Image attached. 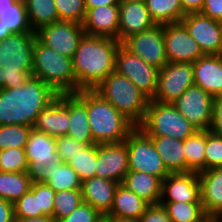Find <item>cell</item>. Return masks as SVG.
Returning a JSON list of instances; mask_svg holds the SVG:
<instances>
[{
    "instance_id": "obj_27",
    "label": "cell",
    "mask_w": 222,
    "mask_h": 222,
    "mask_svg": "<svg viewBox=\"0 0 222 222\" xmlns=\"http://www.w3.org/2000/svg\"><path fill=\"white\" fill-rule=\"evenodd\" d=\"M149 205L143 198L119 183L114 194L112 208L107 216L139 219Z\"/></svg>"
},
{
    "instance_id": "obj_1",
    "label": "cell",
    "mask_w": 222,
    "mask_h": 222,
    "mask_svg": "<svg viewBox=\"0 0 222 222\" xmlns=\"http://www.w3.org/2000/svg\"><path fill=\"white\" fill-rule=\"evenodd\" d=\"M121 43L117 39L84 34L72 57L79 90H94L115 70L116 52Z\"/></svg>"
},
{
    "instance_id": "obj_49",
    "label": "cell",
    "mask_w": 222,
    "mask_h": 222,
    "mask_svg": "<svg viewBox=\"0 0 222 222\" xmlns=\"http://www.w3.org/2000/svg\"><path fill=\"white\" fill-rule=\"evenodd\" d=\"M13 203L0 198V222H14Z\"/></svg>"
},
{
    "instance_id": "obj_2",
    "label": "cell",
    "mask_w": 222,
    "mask_h": 222,
    "mask_svg": "<svg viewBox=\"0 0 222 222\" xmlns=\"http://www.w3.org/2000/svg\"><path fill=\"white\" fill-rule=\"evenodd\" d=\"M58 93L40 78L31 76L18 88H0V126H34L38 114L48 107Z\"/></svg>"
},
{
    "instance_id": "obj_38",
    "label": "cell",
    "mask_w": 222,
    "mask_h": 222,
    "mask_svg": "<svg viewBox=\"0 0 222 222\" xmlns=\"http://www.w3.org/2000/svg\"><path fill=\"white\" fill-rule=\"evenodd\" d=\"M83 202L81 189L55 192L53 219L68 216Z\"/></svg>"
},
{
    "instance_id": "obj_55",
    "label": "cell",
    "mask_w": 222,
    "mask_h": 222,
    "mask_svg": "<svg viewBox=\"0 0 222 222\" xmlns=\"http://www.w3.org/2000/svg\"><path fill=\"white\" fill-rule=\"evenodd\" d=\"M111 222H139L138 219L111 217Z\"/></svg>"
},
{
    "instance_id": "obj_20",
    "label": "cell",
    "mask_w": 222,
    "mask_h": 222,
    "mask_svg": "<svg viewBox=\"0 0 222 222\" xmlns=\"http://www.w3.org/2000/svg\"><path fill=\"white\" fill-rule=\"evenodd\" d=\"M70 125L69 94L58 97L37 116L33 128L52 137L67 135Z\"/></svg>"
},
{
    "instance_id": "obj_48",
    "label": "cell",
    "mask_w": 222,
    "mask_h": 222,
    "mask_svg": "<svg viewBox=\"0 0 222 222\" xmlns=\"http://www.w3.org/2000/svg\"><path fill=\"white\" fill-rule=\"evenodd\" d=\"M201 14L222 21V0H204Z\"/></svg>"
},
{
    "instance_id": "obj_17",
    "label": "cell",
    "mask_w": 222,
    "mask_h": 222,
    "mask_svg": "<svg viewBox=\"0 0 222 222\" xmlns=\"http://www.w3.org/2000/svg\"><path fill=\"white\" fill-rule=\"evenodd\" d=\"M26 173L32 183H46L55 192L81 189V180L67 162L60 161L53 169L37 162H28Z\"/></svg>"
},
{
    "instance_id": "obj_19",
    "label": "cell",
    "mask_w": 222,
    "mask_h": 222,
    "mask_svg": "<svg viewBox=\"0 0 222 222\" xmlns=\"http://www.w3.org/2000/svg\"><path fill=\"white\" fill-rule=\"evenodd\" d=\"M144 0H121L119 3L118 41L122 44L130 36L154 27Z\"/></svg>"
},
{
    "instance_id": "obj_35",
    "label": "cell",
    "mask_w": 222,
    "mask_h": 222,
    "mask_svg": "<svg viewBox=\"0 0 222 222\" xmlns=\"http://www.w3.org/2000/svg\"><path fill=\"white\" fill-rule=\"evenodd\" d=\"M0 21L11 33L33 32L25 8L24 0H17L11 8L2 12Z\"/></svg>"
},
{
    "instance_id": "obj_44",
    "label": "cell",
    "mask_w": 222,
    "mask_h": 222,
    "mask_svg": "<svg viewBox=\"0 0 222 222\" xmlns=\"http://www.w3.org/2000/svg\"><path fill=\"white\" fill-rule=\"evenodd\" d=\"M55 140L59 159L63 162H68L71 157H74L87 146L67 135L55 137Z\"/></svg>"
},
{
    "instance_id": "obj_26",
    "label": "cell",
    "mask_w": 222,
    "mask_h": 222,
    "mask_svg": "<svg viewBox=\"0 0 222 222\" xmlns=\"http://www.w3.org/2000/svg\"><path fill=\"white\" fill-rule=\"evenodd\" d=\"M28 162H37L39 165L53 169L61 160L56 150L55 137L44 132L31 129L25 146Z\"/></svg>"
},
{
    "instance_id": "obj_51",
    "label": "cell",
    "mask_w": 222,
    "mask_h": 222,
    "mask_svg": "<svg viewBox=\"0 0 222 222\" xmlns=\"http://www.w3.org/2000/svg\"><path fill=\"white\" fill-rule=\"evenodd\" d=\"M121 0H85L86 8H97L99 6L119 5Z\"/></svg>"
},
{
    "instance_id": "obj_8",
    "label": "cell",
    "mask_w": 222,
    "mask_h": 222,
    "mask_svg": "<svg viewBox=\"0 0 222 222\" xmlns=\"http://www.w3.org/2000/svg\"><path fill=\"white\" fill-rule=\"evenodd\" d=\"M129 170L144 172L161 181L170 174L149 136L136 127L125 139Z\"/></svg>"
},
{
    "instance_id": "obj_52",
    "label": "cell",
    "mask_w": 222,
    "mask_h": 222,
    "mask_svg": "<svg viewBox=\"0 0 222 222\" xmlns=\"http://www.w3.org/2000/svg\"><path fill=\"white\" fill-rule=\"evenodd\" d=\"M14 222H55V220L49 216H40L32 218H15Z\"/></svg>"
},
{
    "instance_id": "obj_46",
    "label": "cell",
    "mask_w": 222,
    "mask_h": 222,
    "mask_svg": "<svg viewBox=\"0 0 222 222\" xmlns=\"http://www.w3.org/2000/svg\"><path fill=\"white\" fill-rule=\"evenodd\" d=\"M139 222H171L162 204H150L138 219Z\"/></svg>"
},
{
    "instance_id": "obj_43",
    "label": "cell",
    "mask_w": 222,
    "mask_h": 222,
    "mask_svg": "<svg viewBox=\"0 0 222 222\" xmlns=\"http://www.w3.org/2000/svg\"><path fill=\"white\" fill-rule=\"evenodd\" d=\"M30 188L38 195L42 216L53 218L55 191L46 183H32Z\"/></svg>"
},
{
    "instance_id": "obj_11",
    "label": "cell",
    "mask_w": 222,
    "mask_h": 222,
    "mask_svg": "<svg viewBox=\"0 0 222 222\" xmlns=\"http://www.w3.org/2000/svg\"><path fill=\"white\" fill-rule=\"evenodd\" d=\"M213 100L212 95L193 85L172 104L197 130H209L213 118Z\"/></svg>"
},
{
    "instance_id": "obj_6",
    "label": "cell",
    "mask_w": 222,
    "mask_h": 222,
    "mask_svg": "<svg viewBox=\"0 0 222 222\" xmlns=\"http://www.w3.org/2000/svg\"><path fill=\"white\" fill-rule=\"evenodd\" d=\"M32 76L40 78L58 94L76 93L72 58L46 47L38 39L33 49Z\"/></svg>"
},
{
    "instance_id": "obj_45",
    "label": "cell",
    "mask_w": 222,
    "mask_h": 222,
    "mask_svg": "<svg viewBox=\"0 0 222 222\" xmlns=\"http://www.w3.org/2000/svg\"><path fill=\"white\" fill-rule=\"evenodd\" d=\"M101 214L90 204L82 203L68 216L56 219L55 222H95Z\"/></svg>"
},
{
    "instance_id": "obj_36",
    "label": "cell",
    "mask_w": 222,
    "mask_h": 222,
    "mask_svg": "<svg viewBox=\"0 0 222 222\" xmlns=\"http://www.w3.org/2000/svg\"><path fill=\"white\" fill-rule=\"evenodd\" d=\"M97 144L87 145L67 162L82 181L96 176Z\"/></svg>"
},
{
    "instance_id": "obj_25",
    "label": "cell",
    "mask_w": 222,
    "mask_h": 222,
    "mask_svg": "<svg viewBox=\"0 0 222 222\" xmlns=\"http://www.w3.org/2000/svg\"><path fill=\"white\" fill-rule=\"evenodd\" d=\"M200 200L207 216L222 214V166L198 172Z\"/></svg>"
},
{
    "instance_id": "obj_15",
    "label": "cell",
    "mask_w": 222,
    "mask_h": 222,
    "mask_svg": "<svg viewBox=\"0 0 222 222\" xmlns=\"http://www.w3.org/2000/svg\"><path fill=\"white\" fill-rule=\"evenodd\" d=\"M192 38L197 42L203 54H222V28L220 21L201 13L186 14L180 21Z\"/></svg>"
},
{
    "instance_id": "obj_42",
    "label": "cell",
    "mask_w": 222,
    "mask_h": 222,
    "mask_svg": "<svg viewBox=\"0 0 222 222\" xmlns=\"http://www.w3.org/2000/svg\"><path fill=\"white\" fill-rule=\"evenodd\" d=\"M222 166V137L206 130L205 170Z\"/></svg>"
},
{
    "instance_id": "obj_29",
    "label": "cell",
    "mask_w": 222,
    "mask_h": 222,
    "mask_svg": "<svg viewBox=\"0 0 222 222\" xmlns=\"http://www.w3.org/2000/svg\"><path fill=\"white\" fill-rule=\"evenodd\" d=\"M170 173L186 172L183 140L170 136H149Z\"/></svg>"
},
{
    "instance_id": "obj_9",
    "label": "cell",
    "mask_w": 222,
    "mask_h": 222,
    "mask_svg": "<svg viewBox=\"0 0 222 222\" xmlns=\"http://www.w3.org/2000/svg\"><path fill=\"white\" fill-rule=\"evenodd\" d=\"M115 71L130 79L150 100L157 87L159 69L132 54L122 44L116 52Z\"/></svg>"
},
{
    "instance_id": "obj_39",
    "label": "cell",
    "mask_w": 222,
    "mask_h": 222,
    "mask_svg": "<svg viewBox=\"0 0 222 222\" xmlns=\"http://www.w3.org/2000/svg\"><path fill=\"white\" fill-rule=\"evenodd\" d=\"M28 161L24 148H13L0 151L1 172H26Z\"/></svg>"
},
{
    "instance_id": "obj_40",
    "label": "cell",
    "mask_w": 222,
    "mask_h": 222,
    "mask_svg": "<svg viewBox=\"0 0 222 222\" xmlns=\"http://www.w3.org/2000/svg\"><path fill=\"white\" fill-rule=\"evenodd\" d=\"M59 20L82 24L86 14L85 0H55Z\"/></svg>"
},
{
    "instance_id": "obj_13",
    "label": "cell",
    "mask_w": 222,
    "mask_h": 222,
    "mask_svg": "<svg viewBox=\"0 0 222 222\" xmlns=\"http://www.w3.org/2000/svg\"><path fill=\"white\" fill-rule=\"evenodd\" d=\"M122 45L146 63L161 69L168 63L165 55L163 25H155L149 30L127 38Z\"/></svg>"
},
{
    "instance_id": "obj_54",
    "label": "cell",
    "mask_w": 222,
    "mask_h": 222,
    "mask_svg": "<svg viewBox=\"0 0 222 222\" xmlns=\"http://www.w3.org/2000/svg\"><path fill=\"white\" fill-rule=\"evenodd\" d=\"M11 34L12 33L10 32V30L8 28H5L3 22L0 21V41Z\"/></svg>"
},
{
    "instance_id": "obj_56",
    "label": "cell",
    "mask_w": 222,
    "mask_h": 222,
    "mask_svg": "<svg viewBox=\"0 0 222 222\" xmlns=\"http://www.w3.org/2000/svg\"><path fill=\"white\" fill-rule=\"evenodd\" d=\"M95 222H111V217L107 215H101Z\"/></svg>"
},
{
    "instance_id": "obj_18",
    "label": "cell",
    "mask_w": 222,
    "mask_h": 222,
    "mask_svg": "<svg viewBox=\"0 0 222 222\" xmlns=\"http://www.w3.org/2000/svg\"><path fill=\"white\" fill-rule=\"evenodd\" d=\"M160 202H201L198 172L167 175L162 180Z\"/></svg>"
},
{
    "instance_id": "obj_37",
    "label": "cell",
    "mask_w": 222,
    "mask_h": 222,
    "mask_svg": "<svg viewBox=\"0 0 222 222\" xmlns=\"http://www.w3.org/2000/svg\"><path fill=\"white\" fill-rule=\"evenodd\" d=\"M32 126L1 125L0 151L13 148H25Z\"/></svg>"
},
{
    "instance_id": "obj_5",
    "label": "cell",
    "mask_w": 222,
    "mask_h": 222,
    "mask_svg": "<svg viewBox=\"0 0 222 222\" xmlns=\"http://www.w3.org/2000/svg\"><path fill=\"white\" fill-rule=\"evenodd\" d=\"M94 90L136 127L142 123L150 99L130 79L114 70Z\"/></svg>"
},
{
    "instance_id": "obj_16",
    "label": "cell",
    "mask_w": 222,
    "mask_h": 222,
    "mask_svg": "<svg viewBox=\"0 0 222 222\" xmlns=\"http://www.w3.org/2000/svg\"><path fill=\"white\" fill-rule=\"evenodd\" d=\"M128 171V149L125 141L97 144V177L122 183Z\"/></svg>"
},
{
    "instance_id": "obj_3",
    "label": "cell",
    "mask_w": 222,
    "mask_h": 222,
    "mask_svg": "<svg viewBox=\"0 0 222 222\" xmlns=\"http://www.w3.org/2000/svg\"><path fill=\"white\" fill-rule=\"evenodd\" d=\"M36 31L12 33L0 41V88H18L32 76Z\"/></svg>"
},
{
    "instance_id": "obj_34",
    "label": "cell",
    "mask_w": 222,
    "mask_h": 222,
    "mask_svg": "<svg viewBox=\"0 0 222 222\" xmlns=\"http://www.w3.org/2000/svg\"><path fill=\"white\" fill-rule=\"evenodd\" d=\"M171 222H201L207 215L202 202H160Z\"/></svg>"
},
{
    "instance_id": "obj_4",
    "label": "cell",
    "mask_w": 222,
    "mask_h": 222,
    "mask_svg": "<svg viewBox=\"0 0 222 222\" xmlns=\"http://www.w3.org/2000/svg\"><path fill=\"white\" fill-rule=\"evenodd\" d=\"M87 115L96 144L125 141L136 126L95 90H87Z\"/></svg>"
},
{
    "instance_id": "obj_12",
    "label": "cell",
    "mask_w": 222,
    "mask_h": 222,
    "mask_svg": "<svg viewBox=\"0 0 222 222\" xmlns=\"http://www.w3.org/2000/svg\"><path fill=\"white\" fill-rule=\"evenodd\" d=\"M36 34L46 47L72 58L85 31L80 23L59 20L41 27Z\"/></svg>"
},
{
    "instance_id": "obj_23",
    "label": "cell",
    "mask_w": 222,
    "mask_h": 222,
    "mask_svg": "<svg viewBox=\"0 0 222 222\" xmlns=\"http://www.w3.org/2000/svg\"><path fill=\"white\" fill-rule=\"evenodd\" d=\"M70 125L67 136L85 145H94L87 115V90L69 93Z\"/></svg>"
},
{
    "instance_id": "obj_7",
    "label": "cell",
    "mask_w": 222,
    "mask_h": 222,
    "mask_svg": "<svg viewBox=\"0 0 222 222\" xmlns=\"http://www.w3.org/2000/svg\"><path fill=\"white\" fill-rule=\"evenodd\" d=\"M147 136H170L185 140L197 129L171 103L150 100L145 117L138 126Z\"/></svg>"
},
{
    "instance_id": "obj_30",
    "label": "cell",
    "mask_w": 222,
    "mask_h": 222,
    "mask_svg": "<svg viewBox=\"0 0 222 222\" xmlns=\"http://www.w3.org/2000/svg\"><path fill=\"white\" fill-rule=\"evenodd\" d=\"M186 172L205 170L206 130H197L183 140Z\"/></svg>"
},
{
    "instance_id": "obj_50",
    "label": "cell",
    "mask_w": 222,
    "mask_h": 222,
    "mask_svg": "<svg viewBox=\"0 0 222 222\" xmlns=\"http://www.w3.org/2000/svg\"><path fill=\"white\" fill-rule=\"evenodd\" d=\"M184 14L201 13L204 0H180Z\"/></svg>"
},
{
    "instance_id": "obj_28",
    "label": "cell",
    "mask_w": 222,
    "mask_h": 222,
    "mask_svg": "<svg viewBox=\"0 0 222 222\" xmlns=\"http://www.w3.org/2000/svg\"><path fill=\"white\" fill-rule=\"evenodd\" d=\"M122 184L149 204H159L161 200L162 181L153 175L129 170Z\"/></svg>"
},
{
    "instance_id": "obj_32",
    "label": "cell",
    "mask_w": 222,
    "mask_h": 222,
    "mask_svg": "<svg viewBox=\"0 0 222 222\" xmlns=\"http://www.w3.org/2000/svg\"><path fill=\"white\" fill-rule=\"evenodd\" d=\"M156 25L177 23L185 16L180 0H144Z\"/></svg>"
},
{
    "instance_id": "obj_41",
    "label": "cell",
    "mask_w": 222,
    "mask_h": 222,
    "mask_svg": "<svg viewBox=\"0 0 222 222\" xmlns=\"http://www.w3.org/2000/svg\"><path fill=\"white\" fill-rule=\"evenodd\" d=\"M13 205L15 218L42 216V210H39L38 195L31 188Z\"/></svg>"
},
{
    "instance_id": "obj_24",
    "label": "cell",
    "mask_w": 222,
    "mask_h": 222,
    "mask_svg": "<svg viewBox=\"0 0 222 222\" xmlns=\"http://www.w3.org/2000/svg\"><path fill=\"white\" fill-rule=\"evenodd\" d=\"M119 183L101 177H92L81 183L84 203L90 204L101 215H107L113 205L114 194Z\"/></svg>"
},
{
    "instance_id": "obj_31",
    "label": "cell",
    "mask_w": 222,
    "mask_h": 222,
    "mask_svg": "<svg viewBox=\"0 0 222 222\" xmlns=\"http://www.w3.org/2000/svg\"><path fill=\"white\" fill-rule=\"evenodd\" d=\"M24 3L33 31L59 21L55 0H24Z\"/></svg>"
},
{
    "instance_id": "obj_47",
    "label": "cell",
    "mask_w": 222,
    "mask_h": 222,
    "mask_svg": "<svg viewBox=\"0 0 222 222\" xmlns=\"http://www.w3.org/2000/svg\"><path fill=\"white\" fill-rule=\"evenodd\" d=\"M209 130L213 134L222 137V95L214 97L213 118Z\"/></svg>"
},
{
    "instance_id": "obj_22",
    "label": "cell",
    "mask_w": 222,
    "mask_h": 222,
    "mask_svg": "<svg viewBox=\"0 0 222 222\" xmlns=\"http://www.w3.org/2000/svg\"><path fill=\"white\" fill-rule=\"evenodd\" d=\"M195 85L213 97L222 95V55L205 54L193 63Z\"/></svg>"
},
{
    "instance_id": "obj_10",
    "label": "cell",
    "mask_w": 222,
    "mask_h": 222,
    "mask_svg": "<svg viewBox=\"0 0 222 222\" xmlns=\"http://www.w3.org/2000/svg\"><path fill=\"white\" fill-rule=\"evenodd\" d=\"M193 85V63L168 62L159 69L157 87L152 100L172 104Z\"/></svg>"
},
{
    "instance_id": "obj_33",
    "label": "cell",
    "mask_w": 222,
    "mask_h": 222,
    "mask_svg": "<svg viewBox=\"0 0 222 222\" xmlns=\"http://www.w3.org/2000/svg\"><path fill=\"white\" fill-rule=\"evenodd\" d=\"M31 184L26 172L0 171V198L14 203L30 189Z\"/></svg>"
},
{
    "instance_id": "obj_57",
    "label": "cell",
    "mask_w": 222,
    "mask_h": 222,
    "mask_svg": "<svg viewBox=\"0 0 222 222\" xmlns=\"http://www.w3.org/2000/svg\"><path fill=\"white\" fill-rule=\"evenodd\" d=\"M213 222H222V214L213 216Z\"/></svg>"
},
{
    "instance_id": "obj_58",
    "label": "cell",
    "mask_w": 222,
    "mask_h": 222,
    "mask_svg": "<svg viewBox=\"0 0 222 222\" xmlns=\"http://www.w3.org/2000/svg\"><path fill=\"white\" fill-rule=\"evenodd\" d=\"M201 222H213V216H207L204 220Z\"/></svg>"
},
{
    "instance_id": "obj_14",
    "label": "cell",
    "mask_w": 222,
    "mask_h": 222,
    "mask_svg": "<svg viewBox=\"0 0 222 222\" xmlns=\"http://www.w3.org/2000/svg\"><path fill=\"white\" fill-rule=\"evenodd\" d=\"M165 55L170 63H194L203 52L181 22L164 24Z\"/></svg>"
},
{
    "instance_id": "obj_21",
    "label": "cell",
    "mask_w": 222,
    "mask_h": 222,
    "mask_svg": "<svg viewBox=\"0 0 222 222\" xmlns=\"http://www.w3.org/2000/svg\"><path fill=\"white\" fill-rule=\"evenodd\" d=\"M82 27L85 34L118 40L119 5L86 8Z\"/></svg>"
},
{
    "instance_id": "obj_53",
    "label": "cell",
    "mask_w": 222,
    "mask_h": 222,
    "mask_svg": "<svg viewBox=\"0 0 222 222\" xmlns=\"http://www.w3.org/2000/svg\"><path fill=\"white\" fill-rule=\"evenodd\" d=\"M17 0H0V16L2 12H5L7 9L11 8Z\"/></svg>"
}]
</instances>
